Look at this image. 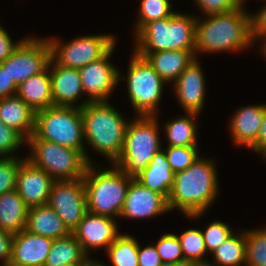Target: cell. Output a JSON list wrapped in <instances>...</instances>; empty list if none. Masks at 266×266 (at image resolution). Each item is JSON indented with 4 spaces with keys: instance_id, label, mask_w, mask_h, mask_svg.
<instances>
[{
    "instance_id": "5",
    "label": "cell",
    "mask_w": 266,
    "mask_h": 266,
    "mask_svg": "<svg viewBox=\"0 0 266 266\" xmlns=\"http://www.w3.org/2000/svg\"><path fill=\"white\" fill-rule=\"evenodd\" d=\"M196 16L174 12L145 24L135 36V52L195 50Z\"/></svg>"
},
{
    "instance_id": "43",
    "label": "cell",
    "mask_w": 266,
    "mask_h": 266,
    "mask_svg": "<svg viewBox=\"0 0 266 266\" xmlns=\"http://www.w3.org/2000/svg\"><path fill=\"white\" fill-rule=\"evenodd\" d=\"M18 85L10 79L7 69L0 64V99L17 94Z\"/></svg>"
},
{
    "instance_id": "27",
    "label": "cell",
    "mask_w": 266,
    "mask_h": 266,
    "mask_svg": "<svg viewBox=\"0 0 266 266\" xmlns=\"http://www.w3.org/2000/svg\"><path fill=\"white\" fill-rule=\"evenodd\" d=\"M87 255L73 233L53 240L44 266L81 265Z\"/></svg>"
},
{
    "instance_id": "13",
    "label": "cell",
    "mask_w": 266,
    "mask_h": 266,
    "mask_svg": "<svg viewBox=\"0 0 266 266\" xmlns=\"http://www.w3.org/2000/svg\"><path fill=\"white\" fill-rule=\"evenodd\" d=\"M116 44L100 59L79 69L84 94L89 96L77 105L82 108L88 102L109 101L119 83V69L110 62Z\"/></svg>"
},
{
    "instance_id": "34",
    "label": "cell",
    "mask_w": 266,
    "mask_h": 266,
    "mask_svg": "<svg viewBox=\"0 0 266 266\" xmlns=\"http://www.w3.org/2000/svg\"><path fill=\"white\" fill-rule=\"evenodd\" d=\"M162 263H186L177 234L164 233L155 245Z\"/></svg>"
},
{
    "instance_id": "6",
    "label": "cell",
    "mask_w": 266,
    "mask_h": 266,
    "mask_svg": "<svg viewBox=\"0 0 266 266\" xmlns=\"http://www.w3.org/2000/svg\"><path fill=\"white\" fill-rule=\"evenodd\" d=\"M157 118L137 115L127 125L123 149L113 164L129 177L135 178L142 173L155 153L162 149Z\"/></svg>"
},
{
    "instance_id": "9",
    "label": "cell",
    "mask_w": 266,
    "mask_h": 266,
    "mask_svg": "<svg viewBox=\"0 0 266 266\" xmlns=\"http://www.w3.org/2000/svg\"><path fill=\"white\" fill-rule=\"evenodd\" d=\"M131 56L127 76H121L119 71L118 80L127 81L128 97L136 115L157 116L164 84L167 83L145 57L138 55L135 51Z\"/></svg>"
},
{
    "instance_id": "44",
    "label": "cell",
    "mask_w": 266,
    "mask_h": 266,
    "mask_svg": "<svg viewBox=\"0 0 266 266\" xmlns=\"http://www.w3.org/2000/svg\"><path fill=\"white\" fill-rule=\"evenodd\" d=\"M14 235L0 230V260L11 259Z\"/></svg>"
},
{
    "instance_id": "23",
    "label": "cell",
    "mask_w": 266,
    "mask_h": 266,
    "mask_svg": "<svg viewBox=\"0 0 266 266\" xmlns=\"http://www.w3.org/2000/svg\"><path fill=\"white\" fill-rule=\"evenodd\" d=\"M25 229L52 240L65 237L71 232L48 204L28 208Z\"/></svg>"
},
{
    "instance_id": "31",
    "label": "cell",
    "mask_w": 266,
    "mask_h": 266,
    "mask_svg": "<svg viewBox=\"0 0 266 266\" xmlns=\"http://www.w3.org/2000/svg\"><path fill=\"white\" fill-rule=\"evenodd\" d=\"M180 242L185 262L205 263L208 260L204 259L207 251L203 239V234L200 229L190 228L177 235Z\"/></svg>"
},
{
    "instance_id": "49",
    "label": "cell",
    "mask_w": 266,
    "mask_h": 266,
    "mask_svg": "<svg viewBox=\"0 0 266 266\" xmlns=\"http://www.w3.org/2000/svg\"><path fill=\"white\" fill-rule=\"evenodd\" d=\"M161 266H188V264L187 263H181V264L163 263Z\"/></svg>"
},
{
    "instance_id": "35",
    "label": "cell",
    "mask_w": 266,
    "mask_h": 266,
    "mask_svg": "<svg viewBox=\"0 0 266 266\" xmlns=\"http://www.w3.org/2000/svg\"><path fill=\"white\" fill-rule=\"evenodd\" d=\"M197 146H167L164 149L166 159L174 173L186 170L197 158Z\"/></svg>"
},
{
    "instance_id": "21",
    "label": "cell",
    "mask_w": 266,
    "mask_h": 266,
    "mask_svg": "<svg viewBox=\"0 0 266 266\" xmlns=\"http://www.w3.org/2000/svg\"><path fill=\"white\" fill-rule=\"evenodd\" d=\"M136 53L145 57L166 83H174L185 68L196 59L195 50H165Z\"/></svg>"
},
{
    "instance_id": "41",
    "label": "cell",
    "mask_w": 266,
    "mask_h": 266,
    "mask_svg": "<svg viewBox=\"0 0 266 266\" xmlns=\"http://www.w3.org/2000/svg\"><path fill=\"white\" fill-rule=\"evenodd\" d=\"M138 264L139 266H161L163 264L153 243L143 249L138 243Z\"/></svg>"
},
{
    "instance_id": "33",
    "label": "cell",
    "mask_w": 266,
    "mask_h": 266,
    "mask_svg": "<svg viewBox=\"0 0 266 266\" xmlns=\"http://www.w3.org/2000/svg\"><path fill=\"white\" fill-rule=\"evenodd\" d=\"M172 4L169 0H141L134 35L147 23L170 17Z\"/></svg>"
},
{
    "instance_id": "1",
    "label": "cell",
    "mask_w": 266,
    "mask_h": 266,
    "mask_svg": "<svg viewBox=\"0 0 266 266\" xmlns=\"http://www.w3.org/2000/svg\"><path fill=\"white\" fill-rule=\"evenodd\" d=\"M213 159L198 158L184 171L174 173V183L167 198L170 211L180 210L187 218L199 219L219 194Z\"/></svg>"
},
{
    "instance_id": "47",
    "label": "cell",
    "mask_w": 266,
    "mask_h": 266,
    "mask_svg": "<svg viewBox=\"0 0 266 266\" xmlns=\"http://www.w3.org/2000/svg\"><path fill=\"white\" fill-rule=\"evenodd\" d=\"M2 266H25L21 263L15 262L12 259L6 260L5 262H2Z\"/></svg>"
},
{
    "instance_id": "16",
    "label": "cell",
    "mask_w": 266,
    "mask_h": 266,
    "mask_svg": "<svg viewBox=\"0 0 266 266\" xmlns=\"http://www.w3.org/2000/svg\"><path fill=\"white\" fill-rule=\"evenodd\" d=\"M54 179L24 158L17 173L16 191L30 208L47 204Z\"/></svg>"
},
{
    "instance_id": "48",
    "label": "cell",
    "mask_w": 266,
    "mask_h": 266,
    "mask_svg": "<svg viewBox=\"0 0 266 266\" xmlns=\"http://www.w3.org/2000/svg\"><path fill=\"white\" fill-rule=\"evenodd\" d=\"M188 266H215L214 264H211L209 261L205 263H192L188 264Z\"/></svg>"
},
{
    "instance_id": "14",
    "label": "cell",
    "mask_w": 266,
    "mask_h": 266,
    "mask_svg": "<svg viewBox=\"0 0 266 266\" xmlns=\"http://www.w3.org/2000/svg\"><path fill=\"white\" fill-rule=\"evenodd\" d=\"M168 212V201L163 195L142 185L135 178L131 179L119 218L150 219Z\"/></svg>"
},
{
    "instance_id": "12",
    "label": "cell",
    "mask_w": 266,
    "mask_h": 266,
    "mask_svg": "<svg viewBox=\"0 0 266 266\" xmlns=\"http://www.w3.org/2000/svg\"><path fill=\"white\" fill-rule=\"evenodd\" d=\"M47 204L72 233L88 212L83 178L54 180Z\"/></svg>"
},
{
    "instance_id": "38",
    "label": "cell",
    "mask_w": 266,
    "mask_h": 266,
    "mask_svg": "<svg viewBox=\"0 0 266 266\" xmlns=\"http://www.w3.org/2000/svg\"><path fill=\"white\" fill-rule=\"evenodd\" d=\"M24 143L26 139L19 132L0 120V157H15L14 152Z\"/></svg>"
},
{
    "instance_id": "15",
    "label": "cell",
    "mask_w": 266,
    "mask_h": 266,
    "mask_svg": "<svg viewBox=\"0 0 266 266\" xmlns=\"http://www.w3.org/2000/svg\"><path fill=\"white\" fill-rule=\"evenodd\" d=\"M117 220L87 212L72 232L88 255L90 250L107 248L120 235Z\"/></svg>"
},
{
    "instance_id": "2",
    "label": "cell",
    "mask_w": 266,
    "mask_h": 266,
    "mask_svg": "<svg viewBox=\"0 0 266 266\" xmlns=\"http://www.w3.org/2000/svg\"><path fill=\"white\" fill-rule=\"evenodd\" d=\"M243 6L225 13L205 15L201 20L196 16V58L199 52H238L252 46L251 14Z\"/></svg>"
},
{
    "instance_id": "10",
    "label": "cell",
    "mask_w": 266,
    "mask_h": 266,
    "mask_svg": "<svg viewBox=\"0 0 266 266\" xmlns=\"http://www.w3.org/2000/svg\"><path fill=\"white\" fill-rule=\"evenodd\" d=\"M48 40L51 58L60 66L74 69L100 59L116 44L111 34L81 36L65 44L54 38Z\"/></svg>"
},
{
    "instance_id": "11",
    "label": "cell",
    "mask_w": 266,
    "mask_h": 266,
    "mask_svg": "<svg viewBox=\"0 0 266 266\" xmlns=\"http://www.w3.org/2000/svg\"><path fill=\"white\" fill-rule=\"evenodd\" d=\"M51 58L48 38L29 37L23 39L16 50L2 63L10 79L17 85L29 77L42 72Z\"/></svg>"
},
{
    "instance_id": "26",
    "label": "cell",
    "mask_w": 266,
    "mask_h": 266,
    "mask_svg": "<svg viewBox=\"0 0 266 266\" xmlns=\"http://www.w3.org/2000/svg\"><path fill=\"white\" fill-rule=\"evenodd\" d=\"M28 207L16 189L0 195V230L18 234L25 229Z\"/></svg>"
},
{
    "instance_id": "52",
    "label": "cell",
    "mask_w": 266,
    "mask_h": 266,
    "mask_svg": "<svg viewBox=\"0 0 266 266\" xmlns=\"http://www.w3.org/2000/svg\"><path fill=\"white\" fill-rule=\"evenodd\" d=\"M61 266H80V265H61Z\"/></svg>"
},
{
    "instance_id": "7",
    "label": "cell",
    "mask_w": 266,
    "mask_h": 266,
    "mask_svg": "<svg viewBox=\"0 0 266 266\" xmlns=\"http://www.w3.org/2000/svg\"><path fill=\"white\" fill-rule=\"evenodd\" d=\"M81 108L52 106L36 111L33 135L38 139L78 149L89 164L94 163L85 150Z\"/></svg>"
},
{
    "instance_id": "50",
    "label": "cell",
    "mask_w": 266,
    "mask_h": 266,
    "mask_svg": "<svg viewBox=\"0 0 266 266\" xmlns=\"http://www.w3.org/2000/svg\"><path fill=\"white\" fill-rule=\"evenodd\" d=\"M261 156L266 160V150L261 154Z\"/></svg>"
},
{
    "instance_id": "18",
    "label": "cell",
    "mask_w": 266,
    "mask_h": 266,
    "mask_svg": "<svg viewBox=\"0 0 266 266\" xmlns=\"http://www.w3.org/2000/svg\"><path fill=\"white\" fill-rule=\"evenodd\" d=\"M48 65L54 106L77 107L84 97L79 69L60 66L52 58Z\"/></svg>"
},
{
    "instance_id": "36",
    "label": "cell",
    "mask_w": 266,
    "mask_h": 266,
    "mask_svg": "<svg viewBox=\"0 0 266 266\" xmlns=\"http://www.w3.org/2000/svg\"><path fill=\"white\" fill-rule=\"evenodd\" d=\"M23 158L0 157V195L16 189L17 173Z\"/></svg>"
},
{
    "instance_id": "37",
    "label": "cell",
    "mask_w": 266,
    "mask_h": 266,
    "mask_svg": "<svg viewBox=\"0 0 266 266\" xmlns=\"http://www.w3.org/2000/svg\"><path fill=\"white\" fill-rule=\"evenodd\" d=\"M205 247L208 252H212L219 247L230 235L233 234L228 224L220 221H212L206 229L201 230Z\"/></svg>"
},
{
    "instance_id": "40",
    "label": "cell",
    "mask_w": 266,
    "mask_h": 266,
    "mask_svg": "<svg viewBox=\"0 0 266 266\" xmlns=\"http://www.w3.org/2000/svg\"><path fill=\"white\" fill-rule=\"evenodd\" d=\"M250 17L252 42L254 43L256 39L261 38L263 43L260 51L263 52L266 49V5Z\"/></svg>"
},
{
    "instance_id": "4",
    "label": "cell",
    "mask_w": 266,
    "mask_h": 266,
    "mask_svg": "<svg viewBox=\"0 0 266 266\" xmlns=\"http://www.w3.org/2000/svg\"><path fill=\"white\" fill-rule=\"evenodd\" d=\"M111 169L87 166L83 181L89 213L111 218L119 217L132 177L114 164ZM101 169V170H100Z\"/></svg>"
},
{
    "instance_id": "42",
    "label": "cell",
    "mask_w": 266,
    "mask_h": 266,
    "mask_svg": "<svg viewBox=\"0 0 266 266\" xmlns=\"http://www.w3.org/2000/svg\"><path fill=\"white\" fill-rule=\"evenodd\" d=\"M22 41H12L9 33L0 25V63L9 57Z\"/></svg>"
},
{
    "instance_id": "20",
    "label": "cell",
    "mask_w": 266,
    "mask_h": 266,
    "mask_svg": "<svg viewBox=\"0 0 266 266\" xmlns=\"http://www.w3.org/2000/svg\"><path fill=\"white\" fill-rule=\"evenodd\" d=\"M52 243V239L24 229L14 235L11 259L25 266H44Z\"/></svg>"
},
{
    "instance_id": "19",
    "label": "cell",
    "mask_w": 266,
    "mask_h": 266,
    "mask_svg": "<svg viewBox=\"0 0 266 266\" xmlns=\"http://www.w3.org/2000/svg\"><path fill=\"white\" fill-rule=\"evenodd\" d=\"M265 104L239 108L231 117L229 130L234 143L257 153V136L263 120Z\"/></svg>"
},
{
    "instance_id": "32",
    "label": "cell",
    "mask_w": 266,
    "mask_h": 266,
    "mask_svg": "<svg viewBox=\"0 0 266 266\" xmlns=\"http://www.w3.org/2000/svg\"><path fill=\"white\" fill-rule=\"evenodd\" d=\"M246 265L266 266V228L245 231Z\"/></svg>"
},
{
    "instance_id": "46",
    "label": "cell",
    "mask_w": 266,
    "mask_h": 266,
    "mask_svg": "<svg viewBox=\"0 0 266 266\" xmlns=\"http://www.w3.org/2000/svg\"><path fill=\"white\" fill-rule=\"evenodd\" d=\"M80 266H106L102 262L100 263L98 260L93 258H87Z\"/></svg>"
},
{
    "instance_id": "28",
    "label": "cell",
    "mask_w": 266,
    "mask_h": 266,
    "mask_svg": "<svg viewBox=\"0 0 266 266\" xmlns=\"http://www.w3.org/2000/svg\"><path fill=\"white\" fill-rule=\"evenodd\" d=\"M185 115L165 123L163 128L165 129L164 134L168 142L167 146H198V124L195 118L198 117L199 114L185 113Z\"/></svg>"
},
{
    "instance_id": "51",
    "label": "cell",
    "mask_w": 266,
    "mask_h": 266,
    "mask_svg": "<svg viewBox=\"0 0 266 266\" xmlns=\"http://www.w3.org/2000/svg\"><path fill=\"white\" fill-rule=\"evenodd\" d=\"M262 54L264 55V58L266 59V49L262 52Z\"/></svg>"
},
{
    "instance_id": "22",
    "label": "cell",
    "mask_w": 266,
    "mask_h": 266,
    "mask_svg": "<svg viewBox=\"0 0 266 266\" xmlns=\"http://www.w3.org/2000/svg\"><path fill=\"white\" fill-rule=\"evenodd\" d=\"M36 111L17 94L0 99V120L19 132L26 140L33 134Z\"/></svg>"
},
{
    "instance_id": "30",
    "label": "cell",
    "mask_w": 266,
    "mask_h": 266,
    "mask_svg": "<svg viewBox=\"0 0 266 266\" xmlns=\"http://www.w3.org/2000/svg\"><path fill=\"white\" fill-rule=\"evenodd\" d=\"M112 266H139L138 241L128 234H120L106 250Z\"/></svg>"
},
{
    "instance_id": "45",
    "label": "cell",
    "mask_w": 266,
    "mask_h": 266,
    "mask_svg": "<svg viewBox=\"0 0 266 266\" xmlns=\"http://www.w3.org/2000/svg\"><path fill=\"white\" fill-rule=\"evenodd\" d=\"M266 150V104L264 109L263 120L260 125L257 136V153L260 155Z\"/></svg>"
},
{
    "instance_id": "3",
    "label": "cell",
    "mask_w": 266,
    "mask_h": 266,
    "mask_svg": "<svg viewBox=\"0 0 266 266\" xmlns=\"http://www.w3.org/2000/svg\"><path fill=\"white\" fill-rule=\"evenodd\" d=\"M81 114L84 140L113 164L123 149L129 122L108 101L88 102Z\"/></svg>"
},
{
    "instance_id": "29",
    "label": "cell",
    "mask_w": 266,
    "mask_h": 266,
    "mask_svg": "<svg viewBox=\"0 0 266 266\" xmlns=\"http://www.w3.org/2000/svg\"><path fill=\"white\" fill-rule=\"evenodd\" d=\"M245 231L233 233L218 248L210 254L213 256L211 264L215 266H242L246 265Z\"/></svg>"
},
{
    "instance_id": "17",
    "label": "cell",
    "mask_w": 266,
    "mask_h": 266,
    "mask_svg": "<svg viewBox=\"0 0 266 266\" xmlns=\"http://www.w3.org/2000/svg\"><path fill=\"white\" fill-rule=\"evenodd\" d=\"M198 57L193 60L173 83L175 95L186 113L202 112L205 101V78Z\"/></svg>"
},
{
    "instance_id": "8",
    "label": "cell",
    "mask_w": 266,
    "mask_h": 266,
    "mask_svg": "<svg viewBox=\"0 0 266 266\" xmlns=\"http://www.w3.org/2000/svg\"><path fill=\"white\" fill-rule=\"evenodd\" d=\"M31 154L26 156L33 165L45 170L54 180H73L84 177L89 163L74 148L38 139L33 134L26 140Z\"/></svg>"
},
{
    "instance_id": "39",
    "label": "cell",
    "mask_w": 266,
    "mask_h": 266,
    "mask_svg": "<svg viewBox=\"0 0 266 266\" xmlns=\"http://www.w3.org/2000/svg\"><path fill=\"white\" fill-rule=\"evenodd\" d=\"M202 14L225 13L244 5L243 0H194Z\"/></svg>"
},
{
    "instance_id": "24",
    "label": "cell",
    "mask_w": 266,
    "mask_h": 266,
    "mask_svg": "<svg viewBox=\"0 0 266 266\" xmlns=\"http://www.w3.org/2000/svg\"><path fill=\"white\" fill-rule=\"evenodd\" d=\"M135 179L167 199L174 183V172L166 159L165 151L161 149L155 153L146 169Z\"/></svg>"
},
{
    "instance_id": "25",
    "label": "cell",
    "mask_w": 266,
    "mask_h": 266,
    "mask_svg": "<svg viewBox=\"0 0 266 266\" xmlns=\"http://www.w3.org/2000/svg\"><path fill=\"white\" fill-rule=\"evenodd\" d=\"M17 95L35 111L54 106L49 65L18 85Z\"/></svg>"
}]
</instances>
